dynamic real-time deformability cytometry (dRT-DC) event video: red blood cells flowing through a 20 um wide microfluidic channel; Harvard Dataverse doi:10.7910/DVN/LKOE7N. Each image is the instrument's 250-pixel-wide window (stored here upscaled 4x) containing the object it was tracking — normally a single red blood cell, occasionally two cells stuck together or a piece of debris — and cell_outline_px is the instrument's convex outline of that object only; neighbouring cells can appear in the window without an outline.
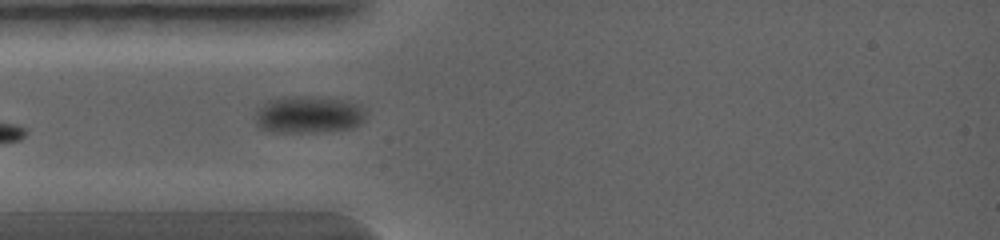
{"species": "common noctule bat (a hibernating species)", "species_latin": "Nyctalus noctula", "temperature_condition": "warm", "stored_images_in_passage": 12, "camera_frame_rate_fps": 5000, "um_per_image_px": 0.085, "animal": {"sex": "female", "body_mass_g": 19.0, "forearm_length_mm": 56.7}, "frame": {"image": 1, "passage_image": 1, "time_ms": 0.0, "image_size_px": [1000, 240], "cell_outline_px": [[368, 112], [364, 120], [360, 124], [352, 128], [324, 132], [276, 132], [260, 128], [256, 124], [256, 108], [268, 100], [280, 96], [304, 96], [348, 100], [360, 104]], "centroid_in_image_um": [26.25, 9.73], "position_along_channel_um": 58.7, "area_um2": 24.51}}
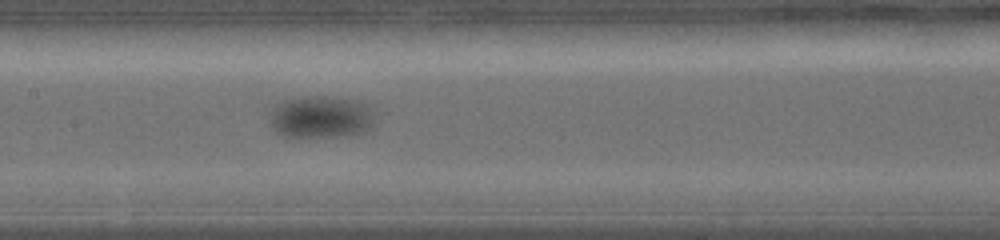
{"frame": {"image": 2, "passage_image": 4, "time_ms": 2.0, "image_size_px": [1000, 240], "cell_outline_px": [[372, 124], [364, 132], [348, 136], [284, 136], [276, 132], [268, 120], [272, 112], [284, 100], [304, 96], [332, 96], [352, 100], [364, 104], [372, 112]], "centroid_in_image_um": [27.25, 9.94], "position_along_channel_um": 180.1, "area_um2": 25.43}}
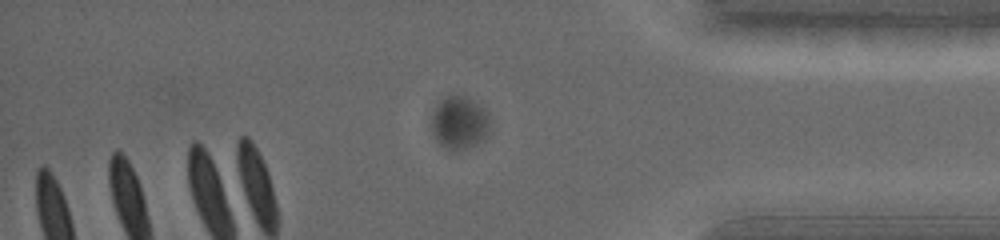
{"frame": {"image": 3, "passage_image": 12, "time_ms": 5.8, "image_size_px": [1000, 240], "cell_outline_px": [[492, 124], [484, 140], [468, 148], [444, 148], [432, 136], [432, 116], [440, 100], [448, 96], [464, 96], [480, 104], [484, 108]], "centroid_in_image_um": [39.08, 10.43], "position_along_channel_um": 396.1, "area_um2": 17.92}}